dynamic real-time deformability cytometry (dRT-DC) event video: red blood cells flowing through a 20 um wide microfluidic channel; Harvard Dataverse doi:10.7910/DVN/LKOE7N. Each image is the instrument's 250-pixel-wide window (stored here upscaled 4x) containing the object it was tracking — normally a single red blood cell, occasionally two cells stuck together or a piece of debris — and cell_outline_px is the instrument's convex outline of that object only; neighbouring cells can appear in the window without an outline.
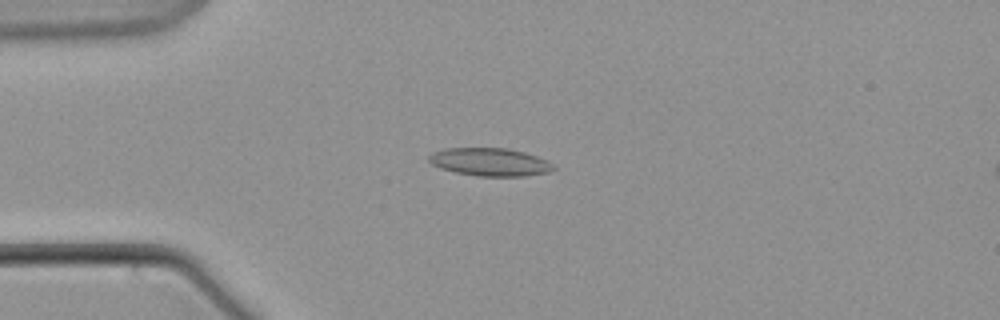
{"species": "common noctule bat (a hibernating species)", "species_latin": "Nyctalus noctula", "temperature_condition": "warm", "stored_images_in_passage": 60, "camera_frame_rate_fps": 3000, "um_per_image_px": 0.085, "animal": {"sex": "male", "body_mass_g": 21.5, "forearm_length_mm": 52.0}, "frame": {"image": 1, "passage_image": 15, "time_ms": 4.667, "image_size_px": [1000, 320], "cell_outline_px": [[556, 168], [548, 172], [524, 176], [476, 176], [456, 172], [440, 168], [432, 164], [428, 160], [428, 156], [432, 152], [444, 148], [508, 148], [524, 152], [548, 160]], "centroid_in_image_um": [41.63, 13.76], "position_along_channel_um": 43.4, "area_um2": 20.35}}
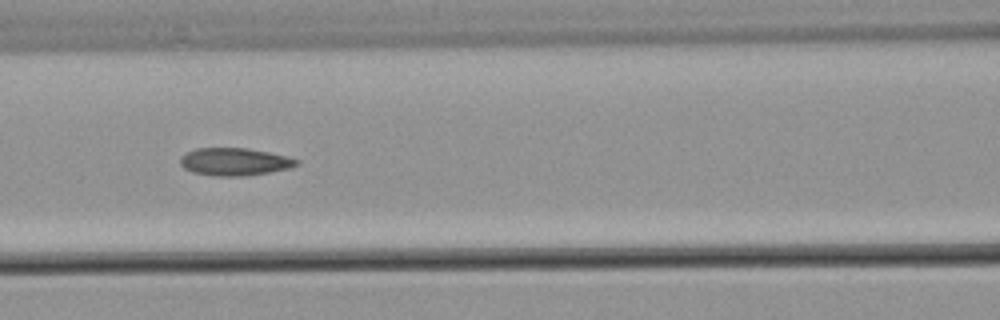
{"frame": {"image": 2, "passage_image": 26, "time_ms": 8.333, "image_size_px": [1000, 320], "cell_outline_px": [[300, 164], [292, 168], [244, 176], [216, 176], [192, 172], [184, 168], [180, 164], [180, 156], [196, 148], [248, 148], [268, 152], [300, 160]], "centroid_in_image_um": [19.94, 13.75], "position_along_channel_um": 146.7, "area_um2": 18.73}}
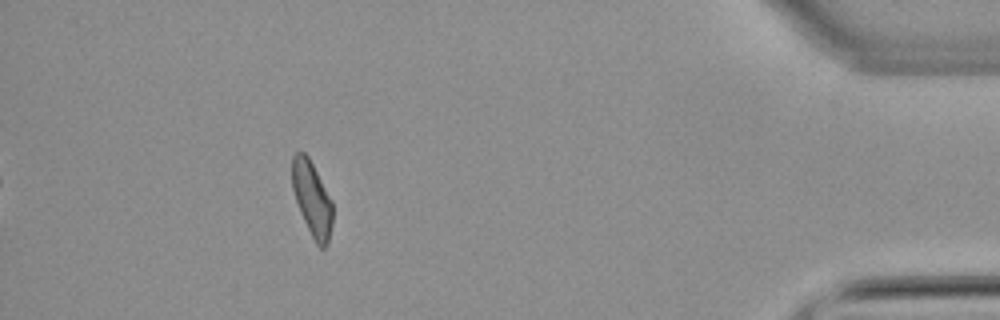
{"frame": {"image": 3, "passage_image": 54, "time_ms": 17.667, "image_size_px": [1000, 320], "cell_outline_px": [[332, 224], [328, 244], [324, 248], [320, 248], [316, 244], [300, 212], [292, 188], [292, 156], [296, 152], [304, 152], [308, 156], [332, 200]], "centroid_in_image_um": [26.52, 16.9], "position_along_channel_um": 408.7, "area_um2": 17.51}}